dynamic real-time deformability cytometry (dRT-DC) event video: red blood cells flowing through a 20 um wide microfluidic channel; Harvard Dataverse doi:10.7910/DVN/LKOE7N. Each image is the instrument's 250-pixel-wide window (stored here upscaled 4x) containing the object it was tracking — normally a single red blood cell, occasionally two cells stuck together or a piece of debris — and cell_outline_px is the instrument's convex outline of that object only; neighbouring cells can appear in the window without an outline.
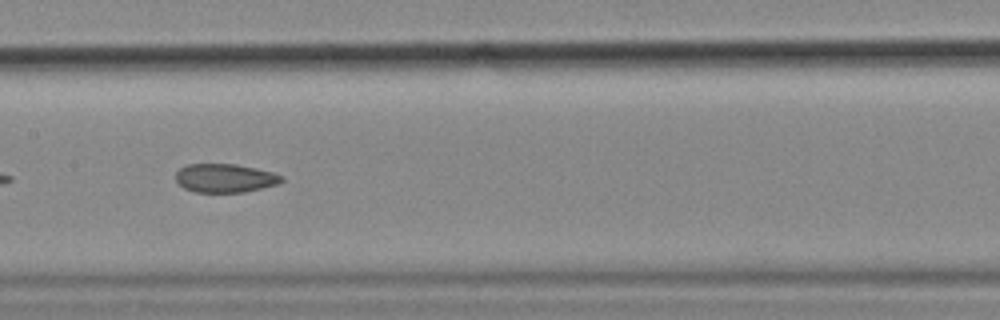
{"species": "common noctule bat (a hibernating species)", "species_latin": "Nyctalus noctula", "temperature_condition": "cold", "stored_images_in_passage": 41, "camera_frame_rate_fps": 3000, "um_per_image_px": 0.085, "animal": {"sex": "female", "body_mass_g": 18.4}, "frame": {"image": 1, "passage_image": 12, "time_ms": 3.667, "image_size_px": [1000, 320], "cell_outline_px": [[284, 180], [280, 184], [244, 192], [196, 192], [184, 188], [176, 180], [176, 172], [180, 168], [188, 164], [236, 164], [272, 172], [284, 176]], "centroid_in_image_um": [19.15, 15.14], "position_along_channel_um": 188.2, "area_um2": 17.69}, "authors_computed_cell_mechanics": {"area_um2": 18.785, "velocity_mm_per_s": 3.5886, "shape_relaxation_time_tau1_ms": null, "shape_relaxation_time_tau2_ms": 2.2565, "deformation_change_tau1": null, "deformation_change_tau2": 0.0877}}